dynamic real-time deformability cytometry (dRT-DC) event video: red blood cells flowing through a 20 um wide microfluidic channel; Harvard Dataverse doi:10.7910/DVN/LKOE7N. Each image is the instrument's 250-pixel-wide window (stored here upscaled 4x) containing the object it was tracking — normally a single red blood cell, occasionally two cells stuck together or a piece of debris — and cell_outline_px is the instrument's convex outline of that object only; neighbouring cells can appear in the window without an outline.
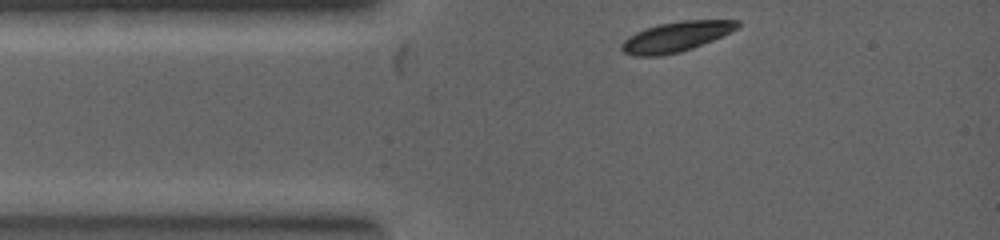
{"species": "common noctule bat (a hibernating species)", "species_latin": "Nyctalus noctula", "temperature_condition": "warm", "stored_images_in_passage": 42, "camera_frame_rate_fps": 5000, "um_per_image_px": 0.085, "animal": {"sex": "female", "body_mass_g": 19.0, "forearm_length_mm": 53.3}, "frame": {"image": 1, "passage_image": 1, "time_ms": 0.0, "image_size_px": [1000, 240], "cell_outline_px": [[740, 24], [736, 28], [712, 40], [692, 48], [680, 52], [660, 56], [636, 56], [624, 52], [620, 48], [620, 44], [628, 36], [644, 28], [660, 24], [680, 20], [740, 20]], "centroid_in_image_um": [57.4, 3.12], "position_along_channel_um": 27.6, "area_um2": 20.11}}
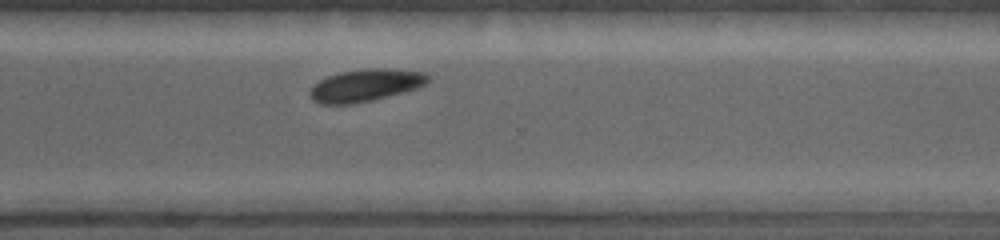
{"frame": {"image": 2, "passage_image": 34, "time_ms": 5.2, "image_size_px": [1000, 240], "cell_outline_px": [[428, 80], [424, 84], [416, 88], [352, 104], [324, 104], [316, 100], [312, 96], [312, 88], [320, 80], [328, 76], [340, 72], [364, 68], [384, 68], [424, 72], [428, 76]], "centroid_in_image_um": [31.08, 7.22], "position_along_channel_um": 339.5, "area_um2": 21.39}}
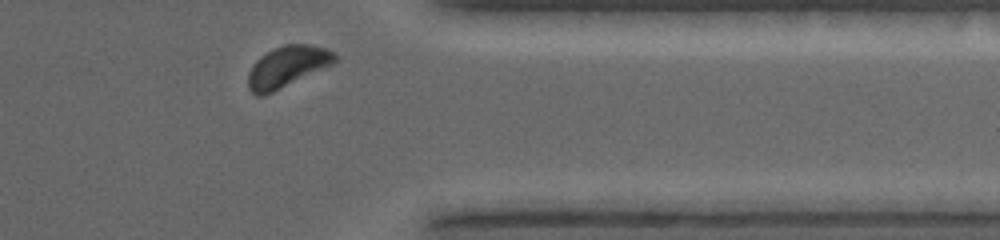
{"frame": {"image": 3, "passage_image": 39, "time_ms": 6.0, "image_size_px": [1000, 240], "cell_outline_px": [[336, 60], [332, 64], [272, 92], [260, 96], [256, 96], [248, 88], [248, 72], [256, 60], [260, 56], [284, 44], [308, 44], [328, 48], [336, 56]], "centroid_in_image_um": [24.39, 5.66], "position_along_channel_um": 387.0, "area_um2": 20.4}}